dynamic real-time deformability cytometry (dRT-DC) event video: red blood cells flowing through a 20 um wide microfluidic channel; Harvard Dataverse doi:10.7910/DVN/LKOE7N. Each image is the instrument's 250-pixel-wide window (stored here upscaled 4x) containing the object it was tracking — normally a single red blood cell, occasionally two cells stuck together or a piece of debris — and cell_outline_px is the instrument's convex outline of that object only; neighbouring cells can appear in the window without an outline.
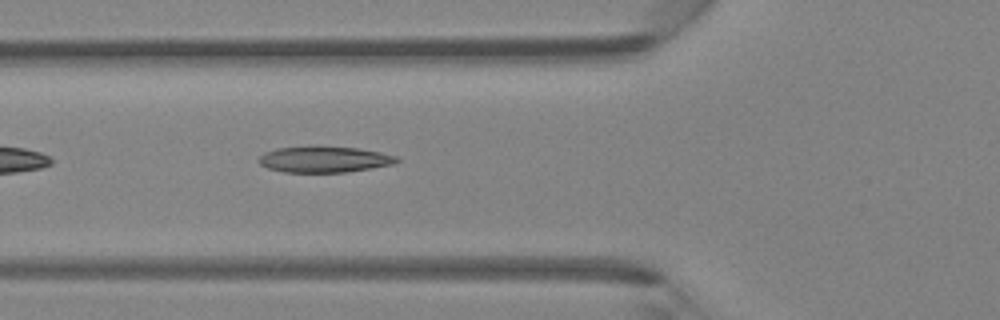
{"species": "Egyptian fruit bat (a non-hibernating species)", "species_latin": "Rousettus aegyptiacus", "temperature_condition": "room temperature", "stored_images_in_passage": 32, "camera_frame_rate_fps": 3000, "um_per_image_px": 0.085, "animal": {"sex": "female"}, "frame": {"image": 1, "passage_image": 5, "time_ms": 1.333, "image_size_px": [1000, 320], "cell_outline_px": [[400, 160], [392, 164], [348, 172], [284, 172], [268, 168], [260, 164], [260, 156], [264, 152], [276, 148], [316, 144], [356, 148], [380, 152], [400, 156]], "centroid_in_image_um": [27.56, 13.51], "position_along_channel_um": 98.2, "area_um2": 21.44}}
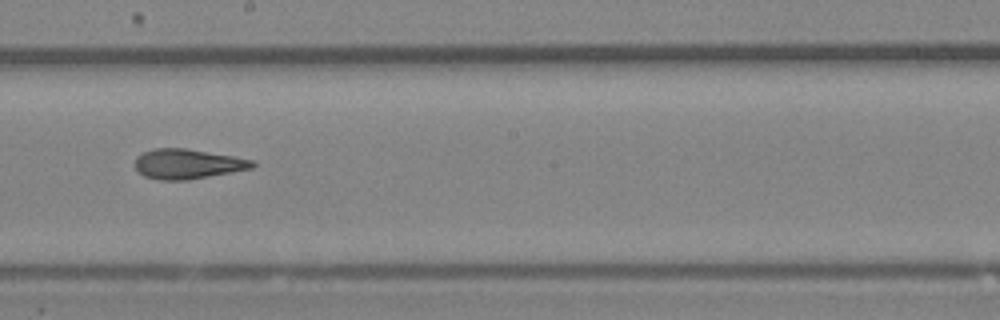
{"frame": {"image": 2, "passage_image": 14, "time_ms": 4.333, "image_size_px": [1000, 320], "cell_outline_px": [[256, 164], [252, 168], [232, 172], [188, 180], [160, 180], [144, 176], [136, 172], [136, 156], [152, 148], [184, 148], [232, 156], [252, 160]], "centroid_in_image_um": [15.9, 13.94], "position_along_channel_um": 232.3, "area_um2": 20.35}}
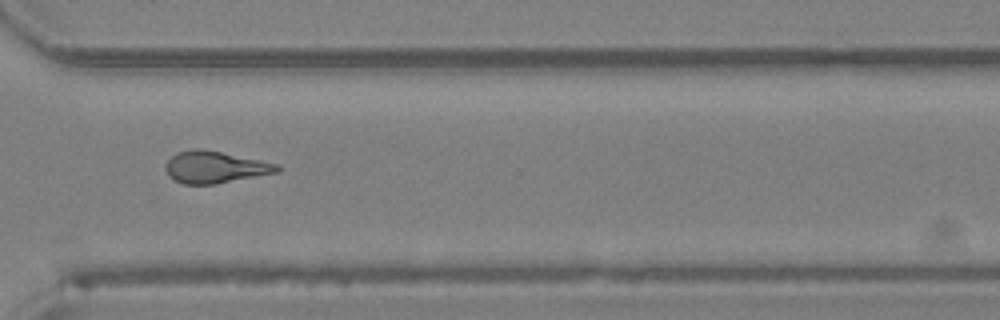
{"frame": {"image": 3, "passage_image": 22, "time_ms": 7.0, "image_size_px": [1000, 320], "cell_outline_px": [[280, 172], [216, 184], [184, 184], [168, 176], [164, 168], [168, 160], [176, 152], [192, 148], [200, 148], [280, 164]], "centroid_in_image_um": [18.27, 14.21], "position_along_channel_um": 352.3, "area_um2": 20.81}}